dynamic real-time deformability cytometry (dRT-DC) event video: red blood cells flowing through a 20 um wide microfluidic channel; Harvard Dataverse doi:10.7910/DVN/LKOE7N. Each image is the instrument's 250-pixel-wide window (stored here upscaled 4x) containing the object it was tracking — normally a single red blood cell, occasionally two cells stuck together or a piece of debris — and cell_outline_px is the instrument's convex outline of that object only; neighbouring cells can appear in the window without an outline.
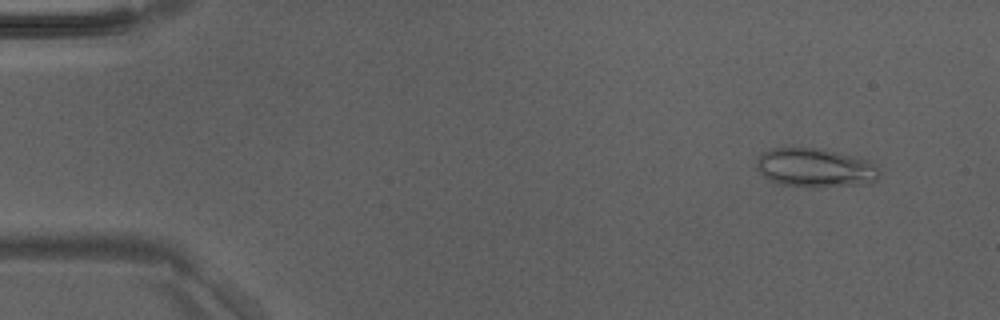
{"species": "Egyptian fruit bat (a non-hibernating species)", "species_latin": "Rousettus aegyptiacus", "temperature_condition": "room temperature", "stored_images_in_passage": 47, "camera_frame_rate_fps": 3000, "um_per_image_px": 0.085, "animal": {"sex": "male"}, "frame": {"image": 1, "passage_image": 4, "time_ms": 1.0, "image_size_px": [1000, 320], "cell_outline_px": [[880, 176], [872, 184], [820, 188], [816, 188], [780, 184], [768, 180], [756, 168], [756, 160], [764, 152], [772, 148], [820, 148], [868, 160], [880, 172]], "centroid_in_image_um": [69.3, 14.29], "position_along_channel_um": 15.7, "area_um2": 28.15}}
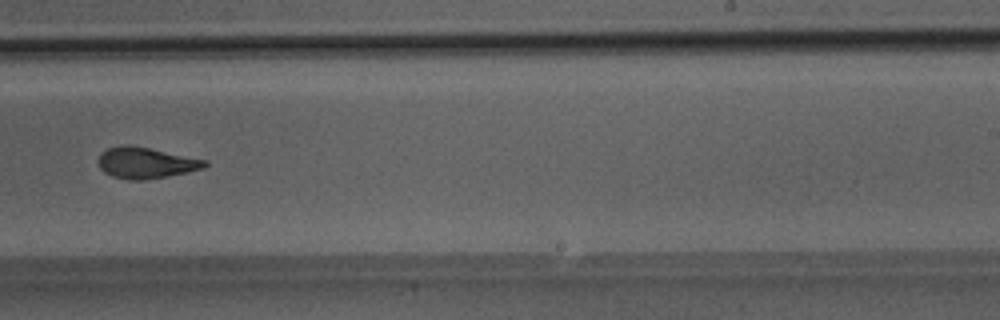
{"frame": {"image": 2, "passage_image": 30, "time_ms": 9.667, "image_size_px": [1000, 320], "cell_outline_px": [[208, 164], [204, 168], [188, 172], [168, 176], [144, 180], [128, 180], [112, 176], [104, 172], [100, 168], [100, 156], [108, 148], [120, 144], [128, 144], [208, 160]], "centroid_in_image_um": [12.43, 13.85], "position_along_channel_um": 276.6, "area_um2": 19.19}}
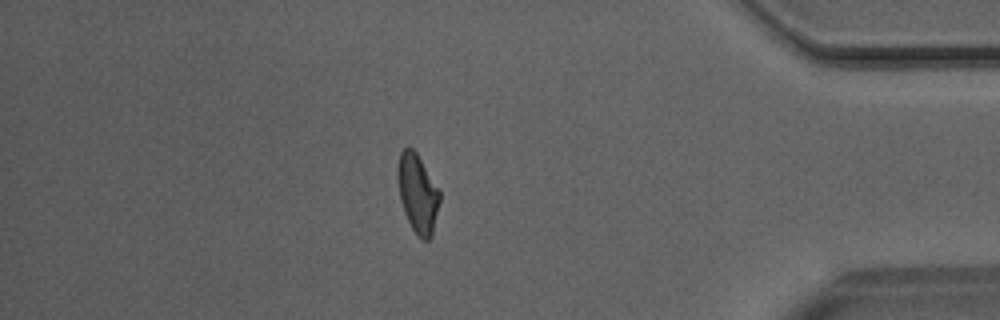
{"frame": {"image": 3, "passage_image": 41, "time_ms": 13.333, "image_size_px": [1000, 320], "cell_outline_px": [[440, 200], [432, 236], [428, 240], [420, 240], [416, 236], [404, 212], [400, 196], [396, 176], [396, 168], [400, 152], [404, 148], [412, 148], [416, 152], [440, 188]], "centroid_in_image_um": [35.5, 16.44], "position_along_channel_um": 399.7, "area_um2": 19.59}}